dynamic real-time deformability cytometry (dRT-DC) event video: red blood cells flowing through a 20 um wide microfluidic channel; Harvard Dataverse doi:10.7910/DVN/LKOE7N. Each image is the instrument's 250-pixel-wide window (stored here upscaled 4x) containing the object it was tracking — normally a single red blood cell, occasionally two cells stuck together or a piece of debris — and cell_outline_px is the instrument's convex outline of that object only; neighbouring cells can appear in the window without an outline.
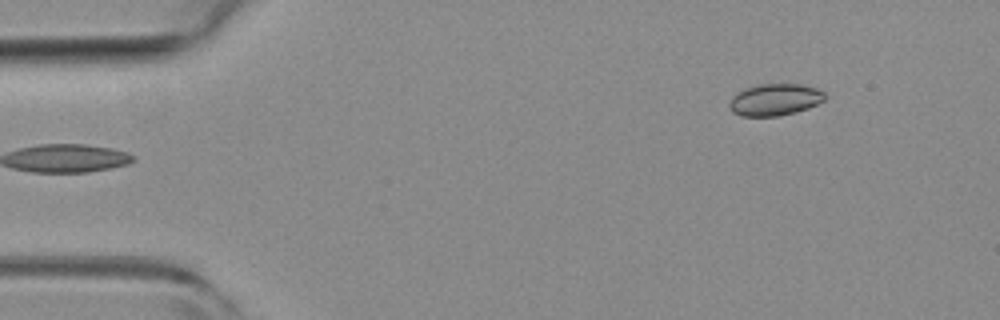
{"species": "common noctule bat (a hibernating species)", "species_latin": "Nyctalus noctula", "temperature_condition": "room temperature", "stored_images_in_passage": 6, "segment_of_instrument_passage": [2, 2], "camera_frame_rate_fps": 3000, "um_per_image_px": 0.085, "animal": {"sex": "female", "body_mass_g": 19.3, "forearm_length_mm": 54.1}, "frame": {"image": 1, "passage_image": 6, "time_ms": 1.667, "image_size_px": [1000, 320], "cell_outline_px": [[824, 100], [808, 108], [796, 112], [780, 116], [740, 116], [732, 112], [728, 108], [728, 104], [732, 96], [736, 92], [744, 88], [756, 84], [800, 84], [816, 88], [824, 92]], "centroid_in_image_um": [65.8, 8.47], "position_along_channel_um": 19.2, "area_um2": 17.92}}